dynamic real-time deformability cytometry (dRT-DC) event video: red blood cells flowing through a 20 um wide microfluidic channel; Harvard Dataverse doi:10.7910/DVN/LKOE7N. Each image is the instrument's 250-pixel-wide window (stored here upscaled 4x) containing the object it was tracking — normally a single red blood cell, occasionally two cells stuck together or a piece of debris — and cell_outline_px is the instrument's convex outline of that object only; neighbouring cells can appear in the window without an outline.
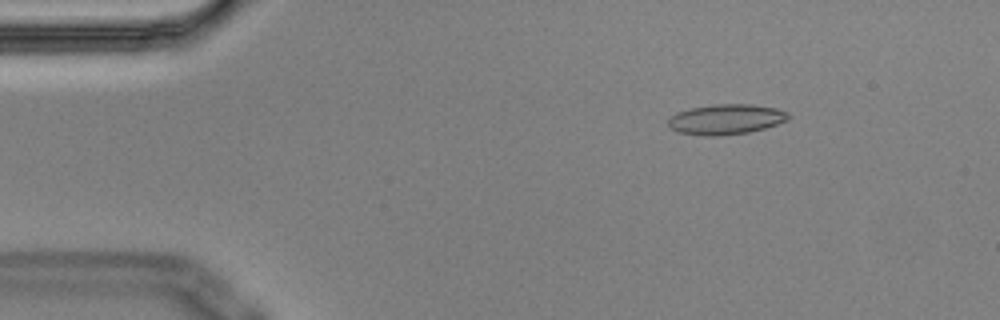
{"species": "Egyptian fruit bat (a non-hibernating species)", "species_latin": "Rousettus aegyptiacus", "temperature_condition": "cold", "stored_images_in_passage": 5, "camera_frame_rate_fps": 3000, "um_per_image_px": 0.085, "animal": {"sex": "male"}, "frame": {"image": 1, "passage_image": 2, "time_ms": 0.333, "image_size_px": [1000, 320], "cell_outline_px": [[792, 116], [788, 120], [764, 128], [748, 132], [716, 136], [704, 136], [676, 132], [668, 124], [668, 120], [676, 112], [692, 108], [712, 104], [752, 104], [776, 108], [788, 112]], "centroid_in_image_um": [61.72, 10.14], "position_along_channel_um": 23.3, "area_um2": 21.21}}
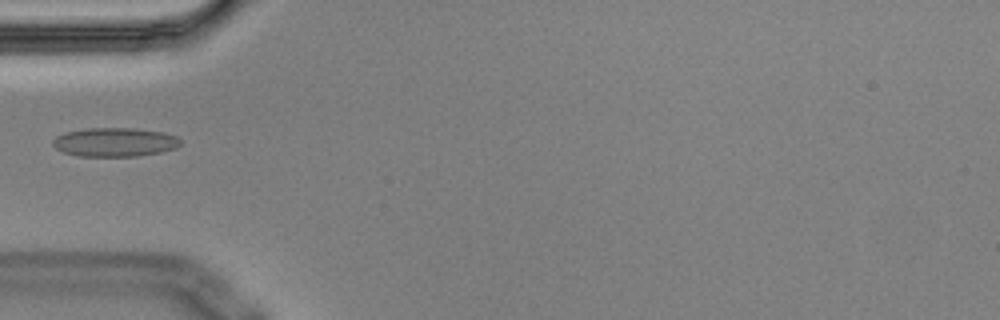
{"frame": {"image": 2, "passage_image": 5, "time_ms": 1.333, "image_size_px": [1000, 320], "cell_outline_px": [[180, 144], [176, 148], [160, 152], [136, 156], [76, 156], [64, 152], [56, 148], [52, 144], [52, 140], [56, 136], [64, 132], [88, 128], [132, 128], [164, 132], [176, 136], [180, 140]], "centroid_in_image_um": [9.73, 12.08], "position_along_channel_um": 75.3, "area_um2": 21.5}}